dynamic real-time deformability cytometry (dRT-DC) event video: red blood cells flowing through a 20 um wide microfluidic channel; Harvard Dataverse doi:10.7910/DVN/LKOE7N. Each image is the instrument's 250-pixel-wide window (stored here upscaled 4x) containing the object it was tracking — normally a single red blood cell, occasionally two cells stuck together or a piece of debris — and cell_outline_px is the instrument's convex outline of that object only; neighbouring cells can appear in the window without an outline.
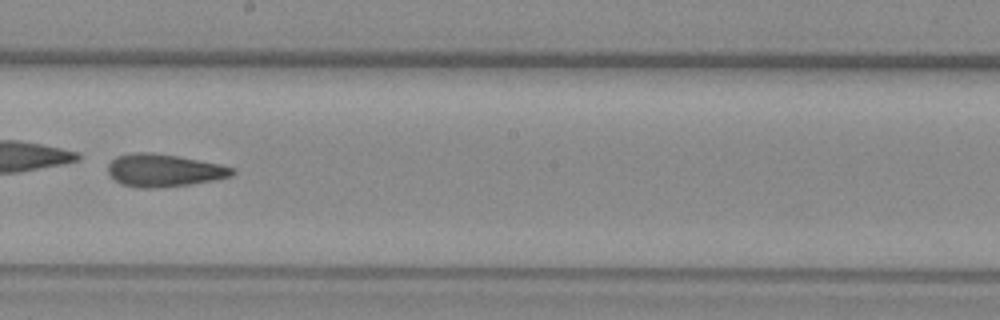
{"species": "common noctule bat (a hibernating species)", "species_latin": "Nyctalus noctula", "temperature_condition": "warm", "stored_images_in_passage": 53, "camera_frame_rate_fps": 3000, "um_per_image_px": 0.085, "animal": {"sex": "female", "body_mass_g": 29.2, "forearm_length_mm": 56.3}, "frame": {"image": 1, "passage_image": 31, "time_ms": 10.0, "image_size_px": [1000, 320], "cell_outline_px": [[236, 172], [232, 176], [212, 180], [188, 184], [160, 188], [136, 188], [120, 184], [108, 172], [108, 164], [116, 156], [136, 152], [152, 152], [176, 156], [220, 164], [232, 168]], "centroid_in_image_um": [13.9, 14.48], "position_along_channel_um": 234.3, "area_um2": 23.52}, "authors_computed_cell_mechanics": {"area_um2": 23.5246, "velocity_mm_per_s": 3.9711, "shape_relaxation_time_tau1_ms": null, "shape_relaxation_time_tau2_ms": 3.4656, "deformation_change_tau1": null, "deformation_change_tau2": 0.1346}}